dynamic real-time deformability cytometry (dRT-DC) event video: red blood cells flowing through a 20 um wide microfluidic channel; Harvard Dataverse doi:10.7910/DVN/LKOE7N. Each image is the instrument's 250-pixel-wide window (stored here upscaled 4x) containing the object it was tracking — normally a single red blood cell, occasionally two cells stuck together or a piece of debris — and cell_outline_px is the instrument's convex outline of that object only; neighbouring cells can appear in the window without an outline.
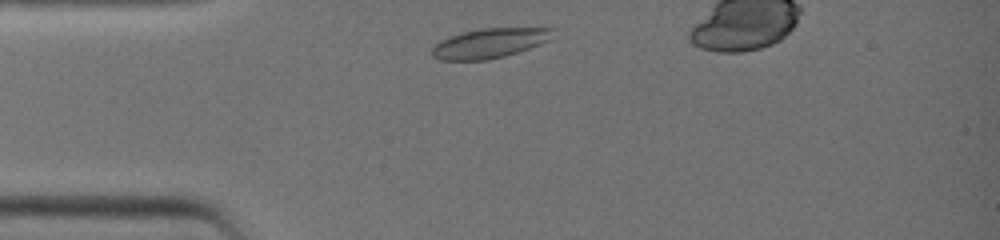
{"species": "common noctule bat (a hibernating species)", "species_latin": "Nyctalus noctula", "temperature_condition": "warm", "stored_images_in_passage": 26, "camera_frame_rate_fps": 3000, "um_per_image_px": 0.085, "animal": {"sex": "female", "body_mass_g": 19.0, "forearm_length_mm": 51.5}, "frame": {"image": 1, "passage_image": 2, "time_ms": 0.333, "image_size_px": [1000, 240], "cell_outline_px": [[556, 28], [548, 40], [540, 44], [504, 56], [488, 60], [440, 60], [432, 56], [432, 48], [440, 40], [448, 36], [480, 28]], "centroid_in_image_um": [41.58, 3.67], "position_along_channel_um": 43.4, "area_um2": 20.75}}
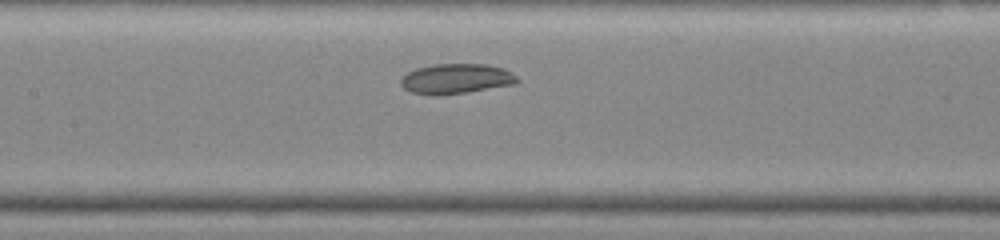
{"frame": {"image": 2, "passage_image": 11, "time_ms": 3.333, "image_size_px": [1000, 240], "cell_outline_px": [[520, 80], [516, 84], [468, 92], [436, 96], [432, 96], [412, 92], [404, 88], [400, 84], [400, 80], [408, 72], [416, 68], [436, 64], [488, 64], [504, 68], [512, 72]], "centroid_in_image_um": [38.8, 6.7], "position_along_channel_um": 168.6, "area_um2": 20.58}}
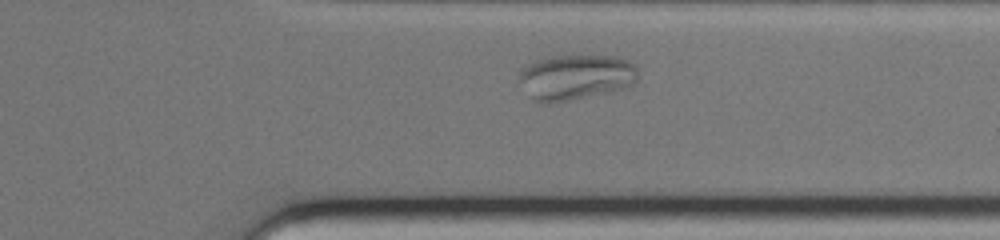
{"frame": {"image": 3, "passage_image": 23, "time_ms": 7.333, "image_size_px": [1000, 240], "cell_outline_px": [[636, 80], [632, 84], [620, 88], [604, 92], [568, 100], [548, 104], [540, 104], [532, 96], [520, 80], [520, 68], [536, 60], [556, 56], [612, 56], [628, 60], [636, 64]], "centroid_in_image_um": [48.93, 6.54], "position_along_channel_um": 362.5, "area_um2": 30.63}}